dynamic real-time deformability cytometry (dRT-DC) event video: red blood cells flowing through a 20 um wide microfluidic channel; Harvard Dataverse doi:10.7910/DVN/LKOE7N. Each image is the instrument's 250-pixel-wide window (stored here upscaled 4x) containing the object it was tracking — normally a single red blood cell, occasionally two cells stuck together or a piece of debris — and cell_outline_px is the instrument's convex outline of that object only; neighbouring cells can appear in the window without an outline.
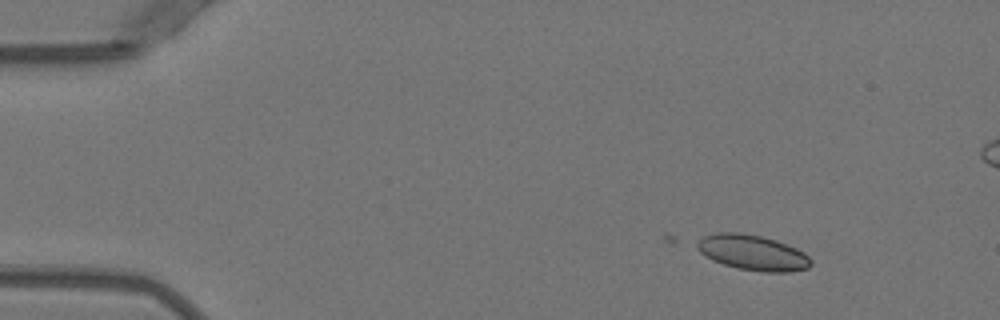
{"species": "Egyptian fruit bat (a non-hibernating species)", "species_latin": "Rousettus aegyptiacus", "temperature_condition": "warm", "stored_images_in_passage": 12, "camera_frame_rate_fps": 3000, "um_per_image_px": 0.085, "animal": {"sex": "female"}, "frame": {"image": 1, "passage_image": 1, "time_ms": 0.0, "image_size_px": [1000, 320], "cell_outline_px": [[812, 264], [808, 268], [792, 272], [764, 272], [736, 268], [712, 260], [700, 252], [696, 248], [696, 244], [704, 236], [716, 232], [740, 232], [760, 236], [776, 240], [796, 248], [804, 252], [812, 260]], "centroid_in_image_um": [63.99, 21.47], "position_along_channel_um": 21.0, "area_um2": 23.52}}
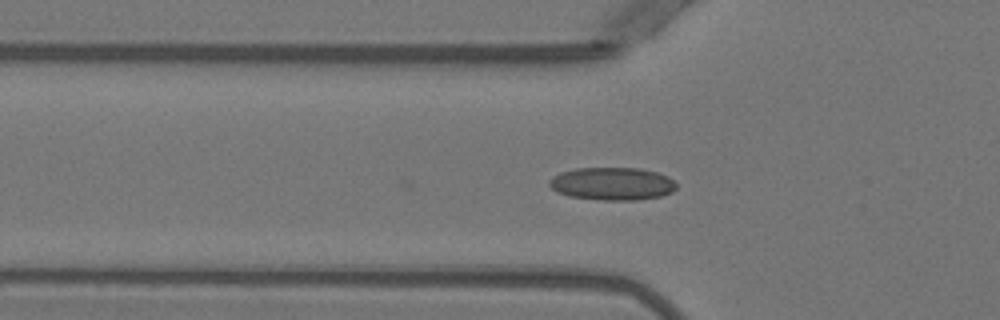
{"frame": {"image": 2, "passage_image": 12, "time_ms": 3.667, "image_size_px": [1000, 320], "cell_outline_px": [[676, 188], [672, 192], [660, 196], [632, 200], [604, 200], [568, 196], [556, 192], [548, 184], [548, 180], [552, 176], [560, 172], [576, 168], [636, 168], [656, 172], [668, 176], [676, 184]], "centroid_in_image_um": [51.99, 15.61], "position_along_channel_um": 73.8, "area_um2": 24.28}}